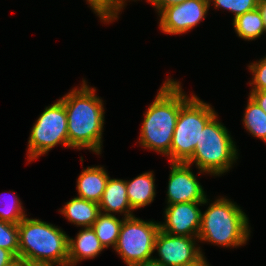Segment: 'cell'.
<instances>
[{
    "mask_svg": "<svg viewBox=\"0 0 266 266\" xmlns=\"http://www.w3.org/2000/svg\"><path fill=\"white\" fill-rule=\"evenodd\" d=\"M205 255L203 254L197 261L194 263L184 265V266H210L207 262V260L204 257Z\"/></svg>",
    "mask_w": 266,
    "mask_h": 266,
    "instance_id": "1f68e13d",
    "label": "cell"
},
{
    "mask_svg": "<svg viewBox=\"0 0 266 266\" xmlns=\"http://www.w3.org/2000/svg\"><path fill=\"white\" fill-rule=\"evenodd\" d=\"M167 187V205L182 202H204L205 191L191 171V165L184 162H171Z\"/></svg>",
    "mask_w": 266,
    "mask_h": 266,
    "instance_id": "8fae6325",
    "label": "cell"
},
{
    "mask_svg": "<svg viewBox=\"0 0 266 266\" xmlns=\"http://www.w3.org/2000/svg\"><path fill=\"white\" fill-rule=\"evenodd\" d=\"M249 95L256 101L261 109L266 112V90L250 91Z\"/></svg>",
    "mask_w": 266,
    "mask_h": 266,
    "instance_id": "4316f807",
    "label": "cell"
},
{
    "mask_svg": "<svg viewBox=\"0 0 266 266\" xmlns=\"http://www.w3.org/2000/svg\"><path fill=\"white\" fill-rule=\"evenodd\" d=\"M244 128L250 135L266 143V112L249 95L243 117Z\"/></svg>",
    "mask_w": 266,
    "mask_h": 266,
    "instance_id": "ffe728a7",
    "label": "cell"
},
{
    "mask_svg": "<svg viewBox=\"0 0 266 266\" xmlns=\"http://www.w3.org/2000/svg\"><path fill=\"white\" fill-rule=\"evenodd\" d=\"M108 179V172L103 166L83 168L76 181L77 197L99 203Z\"/></svg>",
    "mask_w": 266,
    "mask_h": 266,
    "instance_id": "9a60e30c",
    "label": "cell"
},
{
    "mask_svg": "<svg viewBox=\"0 0 266 266\" xmlns=\"http://www.w3.org/2000/svg\"><path fill=\"white\" fill-rule=\"evenodd\" d=\"M181 106L170 146V163L186 162L199 142L201 131L217 114L212 106L196 95Z\"/></svg>",
    "mask_w": 266,
    "mask_h": 266,
    "instance_id": "8992f818",
    "label": "cell"
},
{
    "mask_svg": "<svg viewBox=\"0 0 266 266\" xmlns=\"http://www.w3.org/2000/svg\"><path fill=\"white\" fill-rule=\"evenodd\" d=\"M248 69L253 75L249 83L251 91L266 90V55L259 61L250 63Z\"/></svg>",
    "mask_w": 266,
    "mask_h": 266,
    "instance_id": "d4e9b609",
    "label": "cell"
},
{
    "mask_svg": "<svg viewBox=\"0 0 266 266\" xmlns=\"http://www.w3.org/2000/svg\"><path fill=\"white\" fill-rule=\"evenodd\" d=\"M137 1V0H131ZM140 1V0H139ZM184 0H147L146 2L151 3L154 8H156L157 13L159 14L162 10L175 6Z\"/></svg>",
    "mask_w": 266,
    "mask_h": 266,
    "instance_id": "484cf974",
    "label": "cell"
},
{
    "mask_svg": "<svg viewBox=\"0 0 266 266\" xmlns=\"http://www.w3.org/2000/svg\"><path fill=\"white\" fill-rule=\"evenodd\" d=\"M182 202L168 205L164 211L165 222H160V229L171 235L198 237L201 226V209L198 206L209 203Z\"/></svg>",
    "mask_w": 266,
    "mask_h": 266,
    "instance_id": "7c38bea8",
    "label": "cell"
},
{
    "mask_svg": "<svg viewBox=\"0 0 266 266\" xmlns=\"http://www.w3.org/2000/svg\"><path fill=\"white\" fill-rule=\"evenodd\" d=\"M127 0H87L89 7L105 24L118 20Z\"/></svg>",
    "mask_w": 266,
    "mask_h": 266,
    "instance_id": "44dd1931",
    "label": "cell"
},
{
    "mask_svg": "<svg viewBox=\"0 0 266 266\" xmlns=\"http://www.w3.org/2000/svg\"><path fill=\"white\" fill-rule=\"evenodd\" d=\"M198 237L171 235L159 230L154 251L159 258H154L162 266H184L197 261L203 252L198 247Z\"/></svg>",
    "mask_w": 266,
    "mask_h": 266,
    "instance_id": "30bf717a",
    "label": "cell"
},
{
    "mask_svg": "<svg viewBox=\"0 0 266 266\" xmlns=\"http://www.w3.org/2000/svg\"><path fill=\"white\" fill-rule=\"evenodd\" d=\"M19 256L29 266H68L69 236L61 227L24 217L18 223Z\"/></svg>",
    "mask_w": 266,
    "mask_h": 266,
    "instance_id": "3957f363",
    "label": "cell"
},
{
    "mask_svg": "<svg viewBox=\"0 0 266 266\" xmlns=\"http://www.w3.org/2000/svg\"><path fill=\"white\" fill-rule=\"evenodd\" d=\"M209 9V0H184L158 14L159 28L165 34L187 33L206 18Z\"/></svg>",
    "mask_w": 266,
    "mask_h": 266,
    "instance_id": "9c48e42d",
    "label": "cell"
},
{
    "mask_svg": "<svg viewBox=\"0 0 266 266\" xmlns=\"http://www.w3.org/2000/svg\"><path fill=\"white\" fill-rule=\"evenodd\" d=\"M7 200L4 201L5 203L2 202L3 204L0 205V220L12 224H18L27 215L24 211V207L22 206V202L18 196L12 197V195L11 198L10 196L9 198L7 196Z\"/></svg>",
    "mask_w": 266,
    "mask_h": 266,
    "instance_id": "7402d4cb",
    "label": "cell"
},
{
    "mask_svg": "<svg viewBox=\"0 0 266 266\" xmlns=\"http://www.w3.org/2000/svg\"><path fill=\"white\" fill-rule=\"evenodd\" d=\"M0 247L19 256L18 224L0 220Z\"/></svg>",
    "mask_w": 266,
    "mask_h": 266,
    "instance_id": "603a6c76",
    "label": "cell"
},
{
    "mask_svg": "<svg viewBox=\"0 0 266 266\" xmlns=\"http://www.w3.org/2000/svg\"><path fill=\"white\" fill-rule=\"evenodd\" d=\"M14 257L15 256L10 251L0 247V266L7 264Z\"/></svg>",
    "mask_w": 266,
    "mask_h": 266,
    "instance_id": "83f0119b",
    "label": "cell"
},
{
    "mask_svg": "<svg viewBox=\"0 0 266 266\" xmlns=\"http://www.w3.org/2000/svg\"><path fill=\"white\" fill-rule=\"evenodd\" d=\"M248 217L236 202L219 197L201 212L198 241L236 248L248 241L251 233Z\"/></svg>",
    "mask_w": 266,
    "mask_h": 266,
    "instance_id": "277c9868",
    "label": "cell"
},
{
    "mask_svg": "<svg viewBox=\"0 0 266 266\" xmlns=\"http://www.w3.org/2000/svg\"><path fill=\"white\" fill-rule=\"evenodd\" d=\"M233 28L238 37L247 41L259 38L266 33L262 15L258 7L246 12L233 20Z\"/></svg>",
    "mask_w": 266,
    "mask_h": 266,
    "instance_id": "ac0fdd59",
    "label": "cell"
},
{
    "mask_svg": "<svg viewBox=\"0 0 266 266\" xmlns=\"http://www.w3.org/2000/svg\"><path fill=\"white\" fill-rule=\"evenodd\" d=\"M80 87L73 88L59 100L64 104L67 114L69 149H89L100 155L103 144L105 122L104 102L82 80Z\"/></svg>",
    "mask_w": 266,
    "mask_h": 266,
    "instance_id": "6da1fadb",
    "label": "cell"
},
{
    "mask_svg": "<svg viewBox=\"0 0 266 266\" xmlns=\"http://www.w3.org/2000/svg\"><path fill=\"white\" fill-rule=\"evenodd\" d=\"M130 266H162L157 260L155 259H150L146 261H141L135 264H132Z\"/></svg>",
    "mask_w": 266,
    "mask_h": 266,
    "instance_id": "f546056e",
    "label": "cell"
},
{
    "mask_svg": "<svg viewBox=\"0 0 266 266\" xmlns=\"http://www.w3.org/2000/svg\"><path fill=\"white\" fill-rule=\"evenodd\" d=\"M215 9L223 8L234 14L233 20L238 16L252 11L258 7L259 0H209Z\"/></svg>",
    "mask_w": 266,
    "mask_h": 266,
    "instance_id": "cb8c5ba5",
    "label": "cell"
},
{
    "mask_svg": "<svg viewBox=\"0 0 266 266\" xmlns=\"http://www.w3.org/2000/svg\"><path fill=\"white\" fill-rule=\"evenodd\" d=\"M3 266H29L28 263L20 256H15L11 261Z\"/></svg>",
    "mask_w": 266,
    "mask_h": 266,
    "instance_id": "f1b7e54d",
    "label": "cell"
},
{
    "mask_svg": "<svg viewBox=\"0 0 266 266\" xmlns=\"http://www.w3.org/2000/svg\"><path fill=\"white\" fill-rule=\"evenodd\" d=\"M124 218L118 219L114 214L100 213L92 228L104 248L116 246Z\"/></svg>",
    "mask_w": 266,
    "mask_h": 266,
    "instance_id": "d6986e66",
    "label": "cell"
},
{
    "mask_svg": "<svg viewBox=\"0 0 266 266\" xmlns=\"http://www.w3.org/2000/svg\"><path fill=\"white\" fill-rule=\"evenodd\" d=\"M153 171L145 172L126 181L128 201L133 210L150 205L156 196Z\"/></svg>",
    "mask_w": 266,
    "mask_h": 266,
    "instance_id": "2e32d148",
    "label": "cell"
},
{
    "mask_svg": "<svg viewBox=\"0 0 266 266\" xmlns=\"http://www.w3.org/2000/svg\"><path fill=\"white\" fill-rule=\"evenodd\" d=\"M104 249L92 227L82 228L76 238L68 239V266H76L84 259H94Z\"/></svg>",
    "mask_w": 266,
    "mask_h": 266,
    "instance_id": "5bb4252c",
    "label": "cell"
},
{
    "mask_svg": "<svg viewBox=\"0 0 266 266\" xmlns=\"http://www.w3.org/2000/svg\"><path fill=\"white\" fill-rule=\"evenodd\" d=\"M160 222L144 221L134 216L124 218L114 247L127 266L153 258Z\"/></svg>",
    "mask_w": 266,
    "mask_h": 266,
    "instance_id": "ba28073f",
    "label": "cell"
},
{
    "mask_svg": "<svg viewBox=\"0 0 266 266\" xmlns=\"http://www.w3.org/2000/svg\"><path fill=\"white\" fill-rule=\"evenodd\" d=\"M69 148L67 114L58 99L47 106L35 121L28 140V162L47 154L56 145Z\"/></svg>",
    "mask_w": 266,
    "mask_h": 266,
    "instance_id": "52a82bcc",
    "label": "cell"
},
{
    "mask_svg": "<svg viewBox=\"0 0 266 266\" xmlns=\"http://www.w3.org/2000/svg\"><path fill=\"white\" fill-rule=\"evenodd\" d=\"M98 205L100 212L104 214L118 213L123 214L124 218L134 216V210L128 201L126 181L123 179L110 178L109 176Z\"/></svg>",
    "mask_w": 266,
    "mask_h": 266,
    "instance_id": "4fadbf2b",
    "label": "cell"
},
{
    "mask_svg": "<svg viewBox=\"0 0 266 266\" xmlns=\"http://www.w3.org/2000/svg\"><path fill=\"white\" fill-rule=\"evenodd\" d=\"M66 219L77 227H92L100 212L98 203L74 197L60 210Z\"/></svg>",
    "mask_w": 266,
    "mask_h": 266,
    "instance_id": "e0dca14e",
    "label": "cell"
},
{
    "mask_svg": "<svg viewBox=\"0 0 266 266\" xmlns=\"http://www.w3.org/2000/svg\"><path fill=\"white\" fill-rule=\"evenodd\" d=\"M190 98L181 83L168 77L144 113L139 144L169 157L173 133L181 106Z\"/></svg>",
    "mask_w": 266,
    "mask_h": 266,
    "instance_id": "7a4b0ae2",
    "label": "cell"
},
{
    "mask_svg": "<svg viewBox=\"0 0 266 266\" xmlns=\"http://www.w3.org/2000/svg\"><path fill=\"white\" fill-rule=\"evenodd\" d=\"M238 149L228 128L218 120L216 114L203 128L199 142L192 156L185 162L200 171L213 176H221L230 171L238 159Z\"/></svg>",
    "mask_w": 266,
    "mask_h": 266,
    "instance_id": "5b68a950",
    "label": "cell"
},
{
    "mask_svg": "<svg viewBox=\"0 0 266 266\" xmlns=\"http://www.w3.org/2000/svg\"><path fill=\"white\" fill-rule=\"evenodd\" d=\"M258 9L261 12L262 19L264 21V25H265V28H266V0H259Z\"/></svg>",
    "mask_w": 266,
    "mask_h": 266,
    "instance_id": "4dcf8cb0",
    "label": "cell"
}]
</instances>
